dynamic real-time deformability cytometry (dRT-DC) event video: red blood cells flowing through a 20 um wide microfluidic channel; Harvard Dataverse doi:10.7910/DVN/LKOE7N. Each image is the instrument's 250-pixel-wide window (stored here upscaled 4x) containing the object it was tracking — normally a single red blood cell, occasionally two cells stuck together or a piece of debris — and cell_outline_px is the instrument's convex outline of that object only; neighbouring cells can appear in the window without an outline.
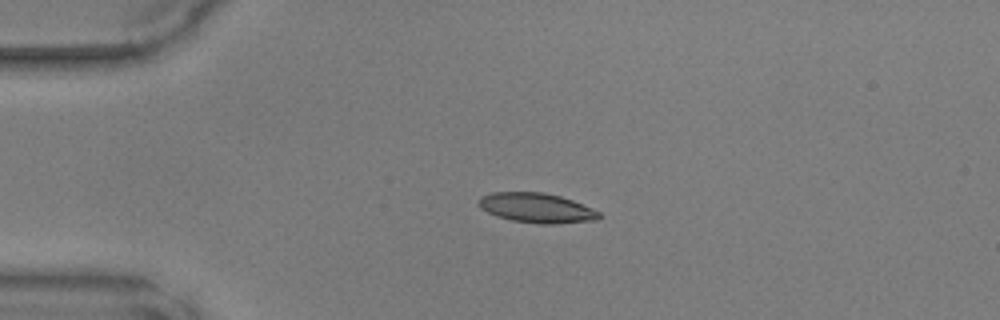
{"species": "common noctule bat (a hibernating species)", "species_latin": "Nyctalus noctula", "temperature_condition": "warm", "stored_images_in_passage": 38, "camera_frame_rate_fps": 3000, "um_per_image_px": 0.085, "animal": {"sex": "male", "body_mass_g": 17.9, "forearm_length_mm": 54.2}, "frame": {"image": 1, "passage_image": 1, "time_ms": 0.0, "image_size_px": [1000, 320], "cell_outline_px": [[604, 216], [596, 220], [556, 224], [540, 224], [512, 220], [496, 216], [480, 208], [476, 204], [476, 200], [480, 196], [492, 192], [544, 192], [560, 196], [572, 200], [592, 208], [600, 212]], "centroid_in_image_um": [45.59, 17.67], "position_along_channel_um": 39.4, "area_um2": 21.15}}
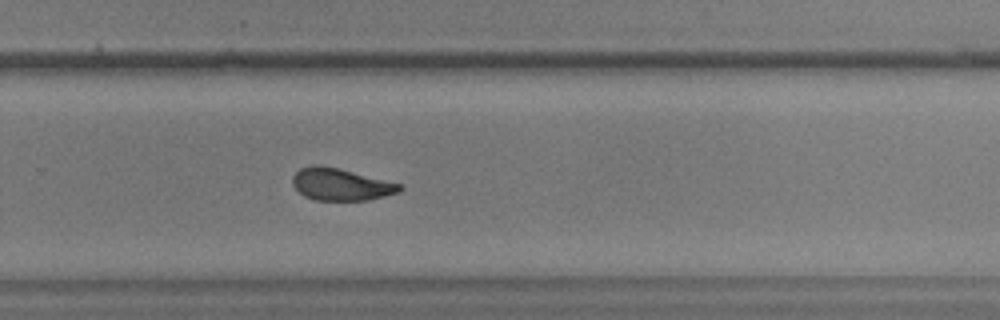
{"frame": {"image": 2, "passage_image": 22, "time_ms": 7.0, "image_size_px": [1000, 320], "cell_outline_px": [[404, 188], [400, 192], [368, 200], [316, 200], [304, 196], [292, 184], [292, 176], [300, 168], [312, 164], [316, 164], [336, 168], [400, 184]], "centroid_in_image_um": [28.94, 15.68], "position_along_channel_um": 300.9, "area_um2": 19.77}}
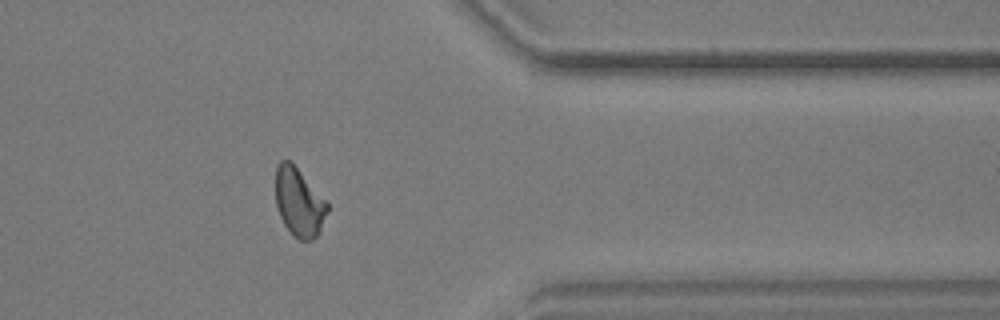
{"frame": {"image": 3, "passage_image": 29, "time_ms": 9.333, "image_size_px": [1000, 320], "cell_outline_px": [[328, 212], [320, 232], [312, 240], [300, 240], [292, 236], [284, 224], [280, 216], [276, 204], [276, 164], [280, 160], [292, 160], [328, 204]], "centroid_in_image_um": [25.41, 17.18], "position_along_channel_um": 386.0, "area_um2": 20.87}}